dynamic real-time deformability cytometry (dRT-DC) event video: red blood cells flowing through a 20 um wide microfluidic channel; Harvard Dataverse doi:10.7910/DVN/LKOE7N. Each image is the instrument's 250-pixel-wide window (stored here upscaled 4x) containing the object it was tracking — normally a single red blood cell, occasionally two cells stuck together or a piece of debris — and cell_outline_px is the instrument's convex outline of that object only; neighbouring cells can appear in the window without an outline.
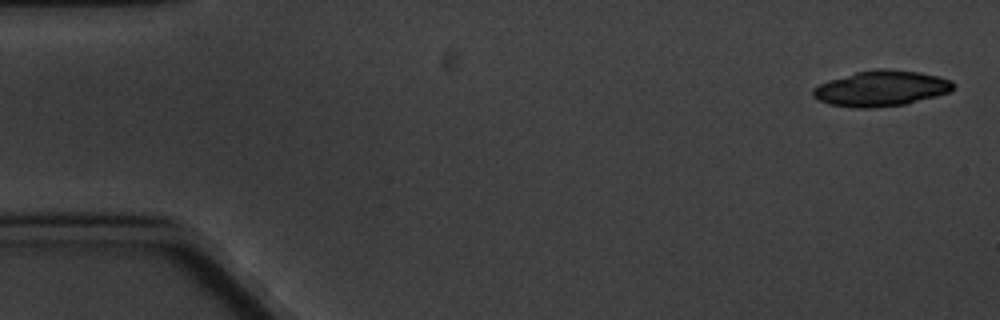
{"species": "common noctule bat (a hibernating species)", "species_latin": "Nyctalus noctula", "temperature_condition": "cold", "stored_images_in_passage": 6, "segment_of_instrument_passage": [1, 2], "camera_frame_rate_fps": 3000, "um_per_image_px": 0.085, "animal": {"sex": "male", "body_mass_g": 20.1, "forearm_length_mm": 53.5}, "frame": {"image": 1, "passage_image": 1, "time_ms": 0.0, "image_size_px": [1000, 320], "cell_outline_px": [[956, 88], [948, 92], [936, 96], [904, 104], [872, 108], [852, 108], [828, 104], [812, 96], [812, 88], [828, 80], [856, 72], [876, 68], [884, 68], [920, 72], [940, 76], [952, 80], [956, 84]], "centroid_in_image_um": [74.91, 7.51], "position_along_channel_um": 10.1, "area_um2": 29.36}}